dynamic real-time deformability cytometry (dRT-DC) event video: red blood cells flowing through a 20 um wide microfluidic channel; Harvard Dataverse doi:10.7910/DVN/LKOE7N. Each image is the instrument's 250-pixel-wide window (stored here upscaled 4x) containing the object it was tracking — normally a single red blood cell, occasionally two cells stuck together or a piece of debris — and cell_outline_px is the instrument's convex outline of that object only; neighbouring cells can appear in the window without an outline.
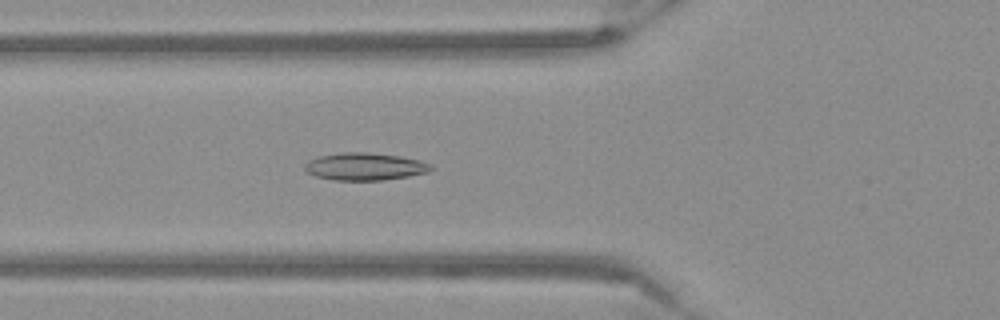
{"species": "Egyptian fruit bat (a non-hibernating species)", "species_latin": "Rousettus aegyptiacus", "temperature_condition": "warm", "stored_images_in_passage": 47, "camera_frame_rate_fps": 3000, "um_per_image_px": 0.085, "frame": {"image": 1, "passage_image": 20, "time_ms": 6.333, "image_size_px": [1000, 320], "cell_outline_px": [[436, 168], [428, 172], [408, 176], [384, 180], [332, 180], [316, 176], [308, 172], [304, 168], [304, 164], [308, 160], [320, 156], [340, 152], [364, 152], [400, 156], [420, 160], [432, 164]], "centroid_in_image_um": [31.04, 14.15], "position_along_channel_um": 94.8, "area_um2": 20.29}}
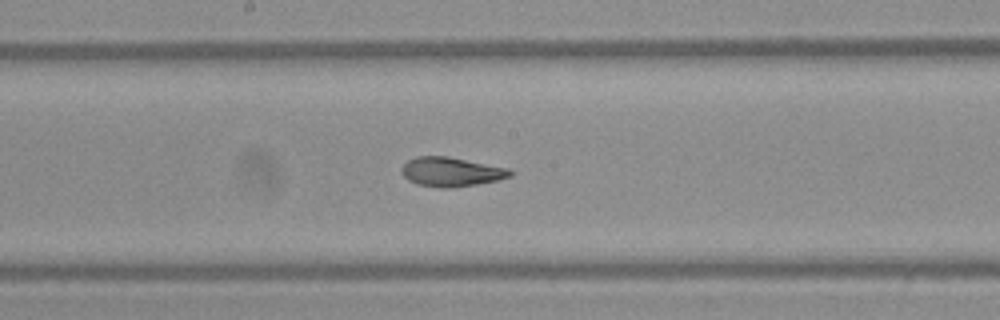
{"frame": {"image": 2, "passage_image": 29, "time_ms": 9.333, "image_size_px": [1000, 320], "cell_outline_px": [[512, 176], [496, 180], [476, 184], [452, 188], [440, 188], [416, 184], [408, 180], [400, 172], [400, 168], [408, 160], [416, 156], [448, 156], [508, 168], [512, 172]], "centroid_in_image_um": [38.3, 14.6], "position_along_channel_um": 209.9, "area_um2": 18.55}}
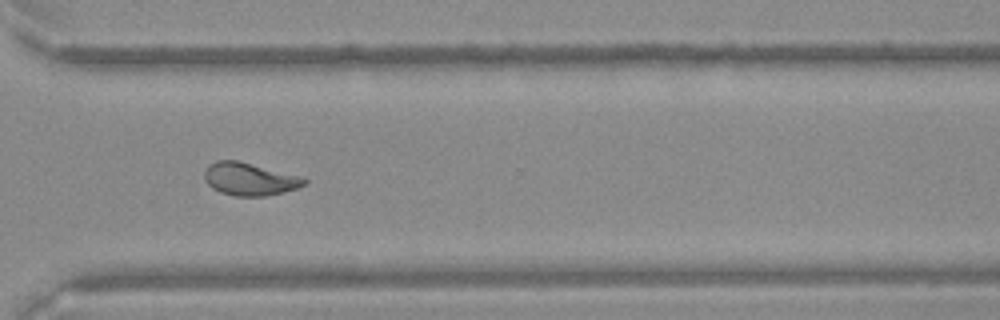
{"frame": {"image": 3, "passage_image": 40, "time_ms": 13.0, "image_size_px": [1000, 320], "cell_outline_px": [[308, 180], [304, 184], [296, 188], [264, 196], [236, 196], [220, 192], [212, 188], [204, 180], [204, 172], [208, 164], [216, 160], [236, 160], [304, 176]], "centroid_in_image_um": [21.19, 15.2], "position_along_channel_um": 349.4, "area_um2": 19.07}}